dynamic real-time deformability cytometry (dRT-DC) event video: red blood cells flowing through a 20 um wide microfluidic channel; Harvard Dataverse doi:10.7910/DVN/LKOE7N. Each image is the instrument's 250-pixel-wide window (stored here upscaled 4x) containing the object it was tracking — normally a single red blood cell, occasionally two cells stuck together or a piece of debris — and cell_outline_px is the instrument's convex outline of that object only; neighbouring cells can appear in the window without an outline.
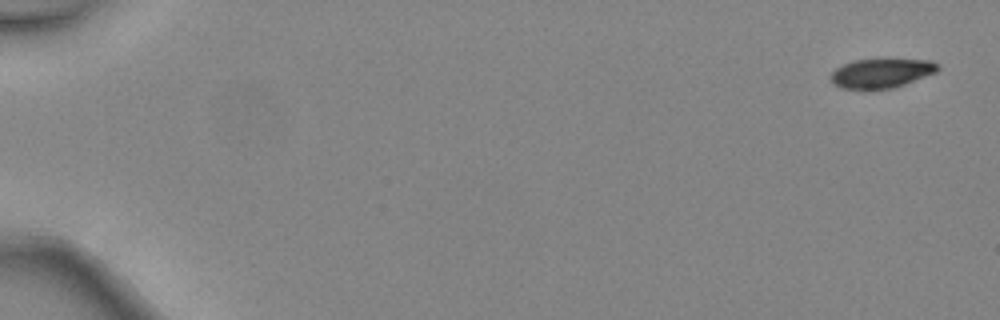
{"species": "common noctule bat (a hibernating species)", "species_latin": "Nyctalus noctula", "temperature_condition": "warm", "stored_images_in_passage": 5, "camera_frame_rate_fps": 3000, "um_per_image_px": 0.085, "animal": {"sex": "female", "body_mass_g": 24.6, "forearm_length_mm": 56.2}, "frame": {"image": 1, "passage_image": 1, "time_ms": 0.0, "image_size_px": [1000, 320], "cell_outline_px": [[940, 68], [936, 72], [904, 84], [892, 88], [840, 88], [832, 84], [832, 72], [836, 68], [844, 64], [856, 60], [880, 56], [932, 60], [940, 64]], "centroid_in_image_um": [74.98, 6.14], "position_along_channel_um": 10.0, "area_um2": 18.9}}
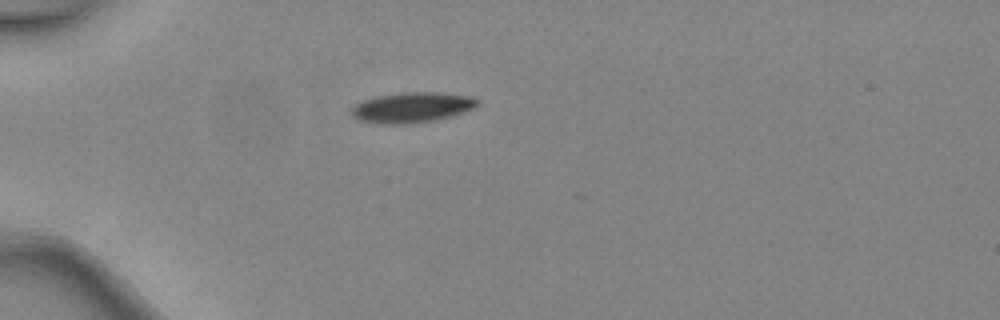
{"frame": {"image": 2, "passage_image": 4, "time_ms": 1.0, "image_size_px": [1000, 320], "cell_outline_px": [[480, 104], [476, 108], [452, 116], [436, 120], [404, 124], [380, 124], [356, 120], [352, 116], [352, 108], [356, 104], [364, 100], [376, 96], [408, 92], [436, 92], [472, 96], [480, 100]], "centroid_in_image_um": [35.06, 9.14], "position_along_channel_um": 49.9, "area_um2": 22.48}}